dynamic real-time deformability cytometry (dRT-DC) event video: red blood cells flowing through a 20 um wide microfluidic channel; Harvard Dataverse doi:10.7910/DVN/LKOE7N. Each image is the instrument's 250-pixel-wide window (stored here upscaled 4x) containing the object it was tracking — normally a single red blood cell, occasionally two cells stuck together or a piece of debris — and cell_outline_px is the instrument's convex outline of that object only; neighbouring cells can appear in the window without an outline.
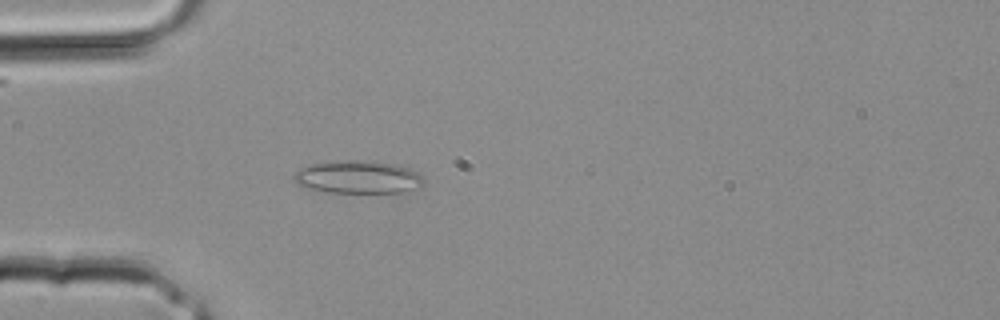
{"species": "common noctule bat (a hibernating species)", "species_latin": "Nyctalus noctula", "temperature_condition": "room temperature", "stored_images_in_passage": 24, "camera_frame_rate_fps": 3000, "um_per_image_px": 0.085, "animal": {"sex": "male", "body_mass_g": 20.4}, "frame": {"image": 1, "passage_image": 1, "time_ms": 0.0, "image_size_px": [1000, 320], "cell_outline_px": [[424, 184], [420, 188], [404, 192], [328, 192], [308, 188], [296, 184], [292, 176], [296, 172], [312, 164], [372, 160], [396, 164], [408, 168], [416, 172], [424, 180]], "centroid_in_image_um": [30.49, 15.07], "position_along_channel_um": 54.5, "area_um2": 24.39}}
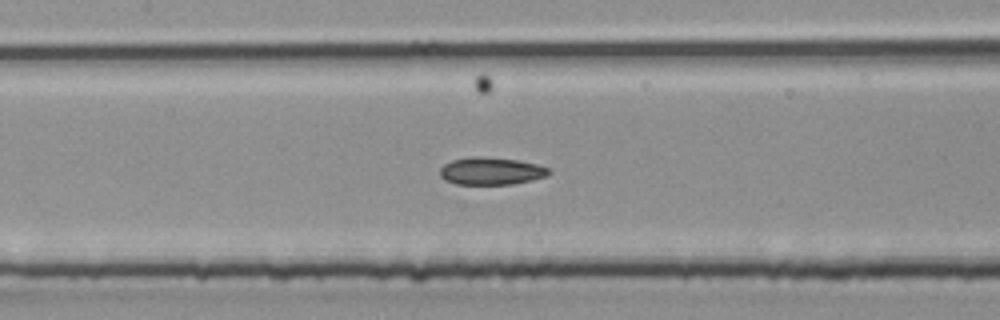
{"frame": {"image": 2, "passage_image": 7, "time_ms": 2.0, "image_size_px": [1000, 320], "cell_outline_px": [[552, 172], [548, 176], [532, 180], [512, 184], [456, 184], [444, 180], [440, 176], [440, 168], [444, 164], [452, 160], [472, 156], [484, 156], [516, 160], [536, 164], [548, 168]], "centroid_in_image_um": [41.73, 14.54], "position_along_channel_um": 165.7, "area_um2": 17.51}}
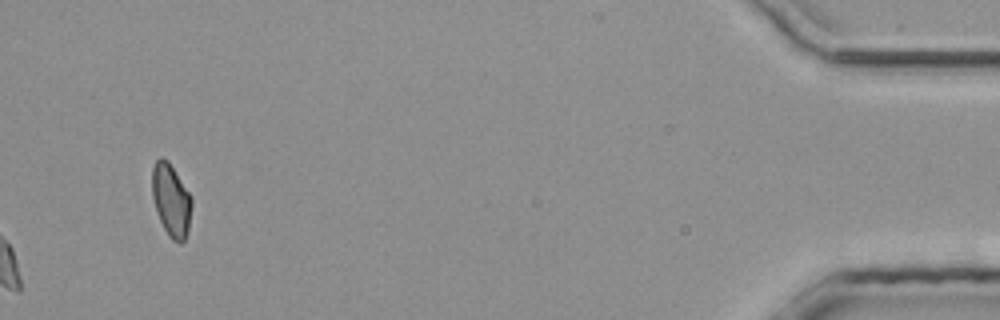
{"frame": {"image": 3, "passage_image": 24, "time_ms": 7.667, "image_size_px": [1000, 320], "cell_outline_px": [[192, 204], [188, 228], [184, 240], [180, 244], [172, 240], [168, 236], [160, 220], [152, 196], [152, 168], [156, 160], [160, 156], [168, 160], [192, 196]], "centroid_in_image_um": [14.55, 16.99], "position_along_channel_um": 420.7, "area_um2": 16.76}}